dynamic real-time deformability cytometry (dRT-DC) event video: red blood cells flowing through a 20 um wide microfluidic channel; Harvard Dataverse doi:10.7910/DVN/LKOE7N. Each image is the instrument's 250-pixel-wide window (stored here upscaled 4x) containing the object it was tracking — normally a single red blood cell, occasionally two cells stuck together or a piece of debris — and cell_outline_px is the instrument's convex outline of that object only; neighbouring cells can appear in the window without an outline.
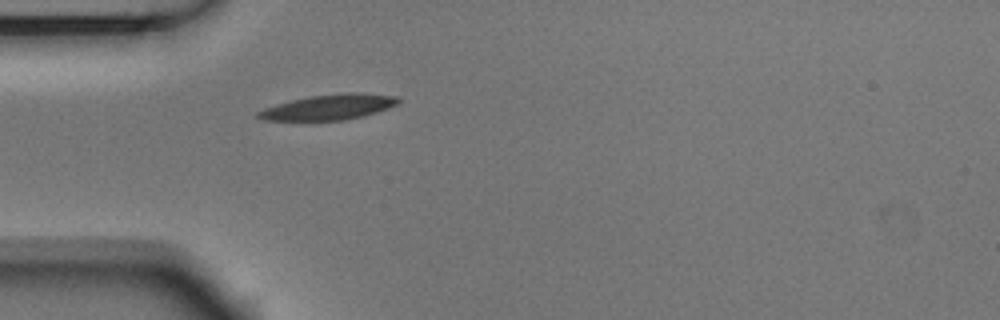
{"species": "Egyptian fruit bat (a non-hibernating species)", "species_latin": "Rousettus aegyptiacus", "temperature_condition": "room temperature", "stored_images_in_passage": 1, "camera_frame_rate_fps": 3000, "um_per_image_px": 0.085, "animal": {"sex": "male"}, "frame": {"image": 1, "passage_image": 1, "time_ms": 0.0, "image_size_px": [1000, 320], "cell_outline_px": [[400, 100], [396, 104], [376, 112], [344, 120], [264, 120], [256, 116], [256, 112], [264, 108], [276, 104], [308, 96], [344, 92], [360, 92], [400, 96]], "centroid_in_image_um": [27.95, 9.08], "position_along_channel_um": 57.0, "area_um2": 20.63}}